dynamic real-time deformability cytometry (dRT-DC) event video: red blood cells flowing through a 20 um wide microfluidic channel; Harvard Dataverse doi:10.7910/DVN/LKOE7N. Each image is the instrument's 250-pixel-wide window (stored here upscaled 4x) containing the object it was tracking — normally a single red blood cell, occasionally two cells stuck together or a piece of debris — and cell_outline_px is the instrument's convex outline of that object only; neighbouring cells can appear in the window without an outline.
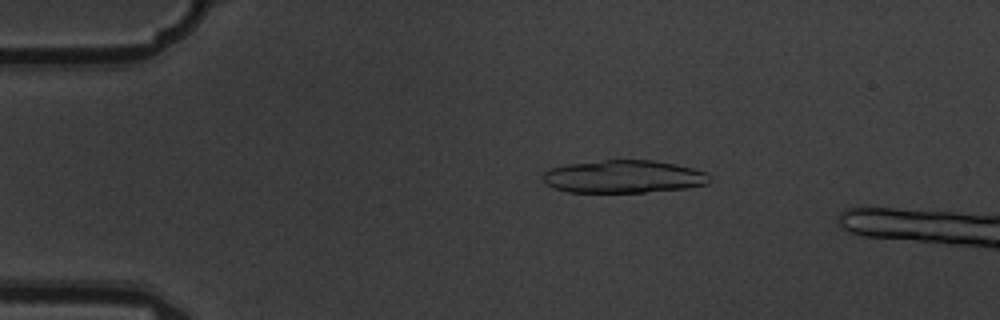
{"species": "common noctule bat (a hibernating species)", "species_latin": "Nyctalus noctula", "temperature_condition": "warm", "stored_images_in_passage": 7, "camera_frame_rate_fps": 3000, "um_per_image_px": 0.085, "animal": {"sex": "male", "body_mass_g": 19.5, "forearm_length_mm": 54.6}, "frame": {"image": 1, "passage_image": 3, "time_ms": 0.667, "image_size_px": [1000, 320], "cell_outline_px": [[712, 180], [708, 184], [684, 188], [644, 192], [568, 192], [556, 188], [548, 184], [544, 180], [544, 172], [552, 168], [568, 164], [604, 160], [652, 160], [676, 164], [708, 172], [712, 176]], "centroid_in_image_um": [53.09, 15.01], "position_along_channel_um": 31.9, "area_um2": 31.73}}